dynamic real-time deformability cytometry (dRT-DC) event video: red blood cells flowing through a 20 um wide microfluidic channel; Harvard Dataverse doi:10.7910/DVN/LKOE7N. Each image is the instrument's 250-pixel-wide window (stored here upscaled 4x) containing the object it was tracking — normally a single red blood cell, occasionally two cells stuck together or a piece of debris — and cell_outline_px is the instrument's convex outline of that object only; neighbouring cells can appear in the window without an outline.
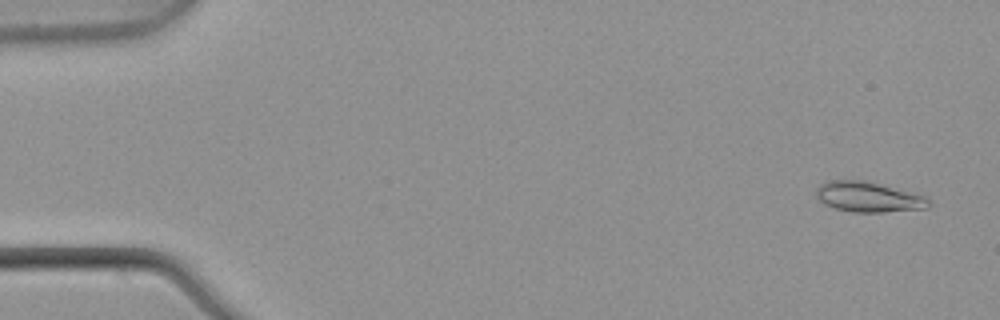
{"species": "common noctule bat (a hibernating species)", "species_latin": "Nyctalus noctula", "temperature_condition": "warm", "stored_images_in_passage": 4, "camera_frame_rate_fps": 3000, "um_per_image_px": 0.085, "animal": {"sex": "male", "body_mass_g": 21.5, "forearm_length_mm": 52.0}, "frame": {"image": 1, "passage_image": 1, "time_ms": 0.0, "image_size_px": [1000, 320], "cell_outline_px": [[932, 204], [928, 208], [884, 212], [852, 212], [836, 208], [824, 204], [816, 196], [816, 188], [820, 184], [828, 180], [868, 180], [916, 192], [928, 196]], "centroid_in_image_um": [73.89, 16.72], "position_along_channel_um": 11.1, "area_um2": 20.4}}